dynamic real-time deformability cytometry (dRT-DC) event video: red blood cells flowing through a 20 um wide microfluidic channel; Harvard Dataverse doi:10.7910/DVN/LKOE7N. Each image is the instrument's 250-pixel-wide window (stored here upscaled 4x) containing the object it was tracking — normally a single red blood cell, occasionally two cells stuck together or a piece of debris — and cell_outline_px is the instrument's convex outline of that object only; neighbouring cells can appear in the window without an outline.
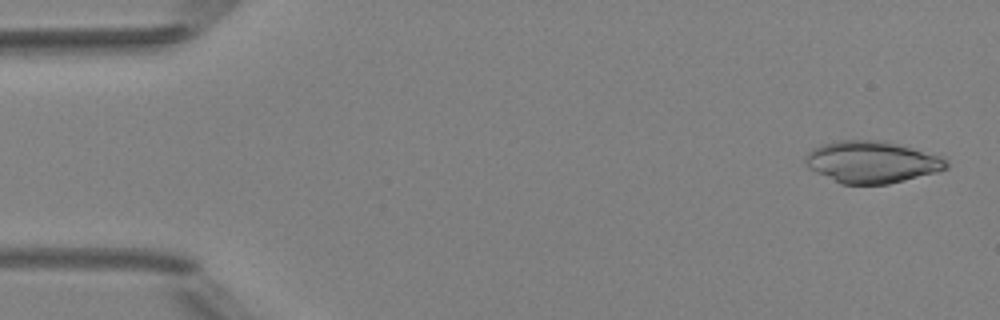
{"species": "Egyptian fruit bat (a non-hibernating species)", "species_latin": "Rousettus aegyptiacus", "temperature_condition": "room temperature", "stored_images_in_passage": 7, "camera_frame_rate_fps": 3000, "um_per_image_px": 0.085, "animal": {"sex": "female"}, "frame": {"image": 1, "passage_image": 1, "time_ms": 0.0, "image_size_px": [1000, 320], "cell_outline_px": [[948, 168], [936, 172], [888, 184], [840, 184], [808, 168], [804, 160], [804, 156], [812, 148], [820, 144], [840, 140], [880, 140], [900, 144], [944, 156], [948, 160]], "centroid_in_image_um": [74.11, 13.76], "position_along_channel_um": 10.9, "area_um2": 34.74}}
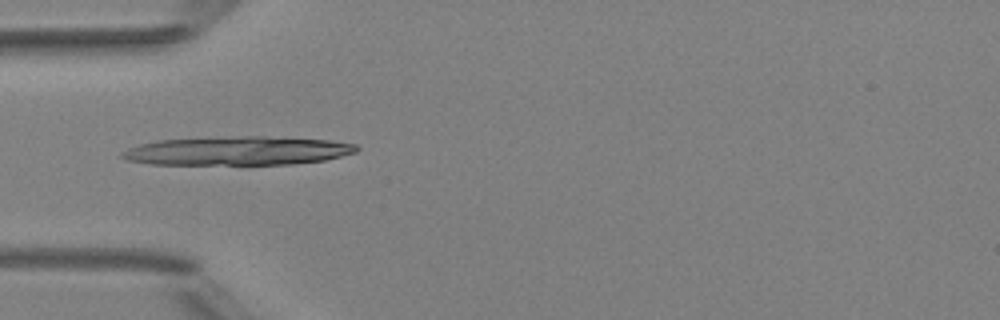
{"frame": {"image": 2, "passage_image": 5, "time_ms": 4.667, "image_size_px": [1000, 320], "cell_outline_px": [[360, 148], [356, 152], [324, 160], [292, 164], [152, 164], [128, 160], [120, 156], [120, 152], [128, 148], [140, 144], [160, 140], [244, 136], [264, 136], [328, 140], [356, 144]], "centroid_in_image_um": [20.21, 12.82], "position_along_channel_um": 64.8, "area_um2": 38.96}}